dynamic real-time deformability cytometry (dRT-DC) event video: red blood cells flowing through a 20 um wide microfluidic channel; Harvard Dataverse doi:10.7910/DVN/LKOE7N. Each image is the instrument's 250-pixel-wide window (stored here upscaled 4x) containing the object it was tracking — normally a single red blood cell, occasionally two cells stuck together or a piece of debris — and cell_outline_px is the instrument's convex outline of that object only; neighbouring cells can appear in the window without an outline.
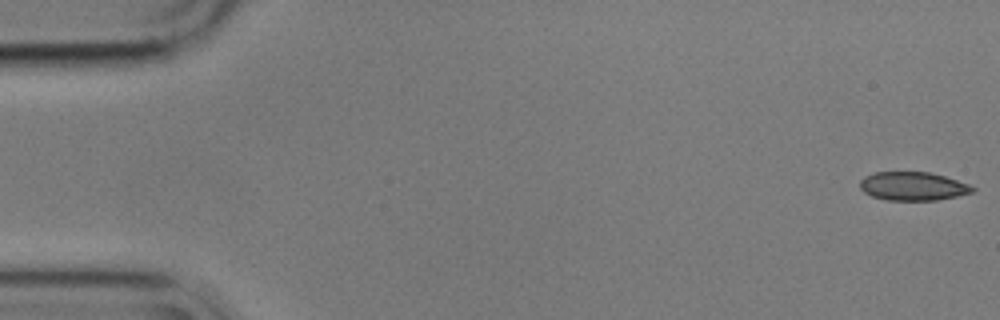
{"species": "common noctule bat (a hibernating species)", "species_latin": "Nyctalus noctula", "temperature_condition": "cold", "stored_images_in_passage": 19, "camera_frame_rate_fps": 3000, "um_per_image_px": 0.085, "animal": {"sex": "male", "body_mass_g": 17.9}, "frame": {"image": 1, "passage_image": 1, "time_ms": 0.0, "image_size_px": [1000, 320], "cell_outline_px": [[976, 188], [972, 192], [956, 196], [936, 200], [884, 200], [872, 196], [864, 192], [860, 188], [860, 180], [864, 176], [876, 172], [928, 172], [944, 176], [968, 184]], "centroid_in_image_um": [77.56, 15.83], "position_along_channel_um": 7.4, "area_um2": 18.61}}
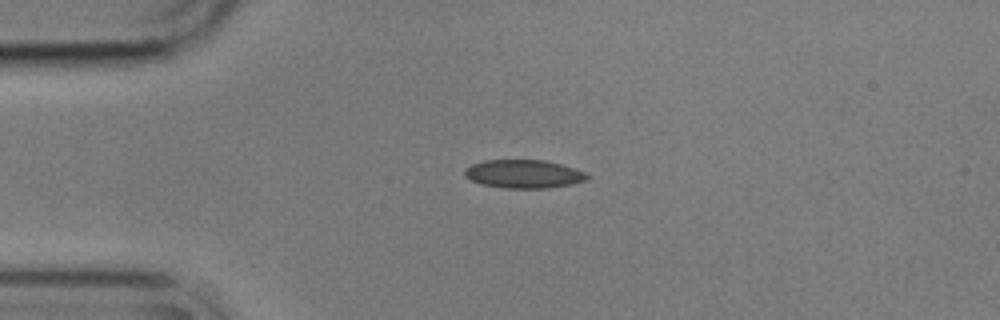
{"frame": {"image": 2, "passage_image": 13, "time_ms": 4.0, "image_size_px": [1000, 320], "cell_outline_px": [[592, 176], [588, 180], [572, 184], [548, 188], [504, 188], [480, 184], [464, 176], [464, 168], [472, 164], [484, 160], [544, 160], [576, 168]], "centroid_in_image_um": [44.53, 14.79], "position_along_channel_um": 40.5, "area_um2": 20.46}}
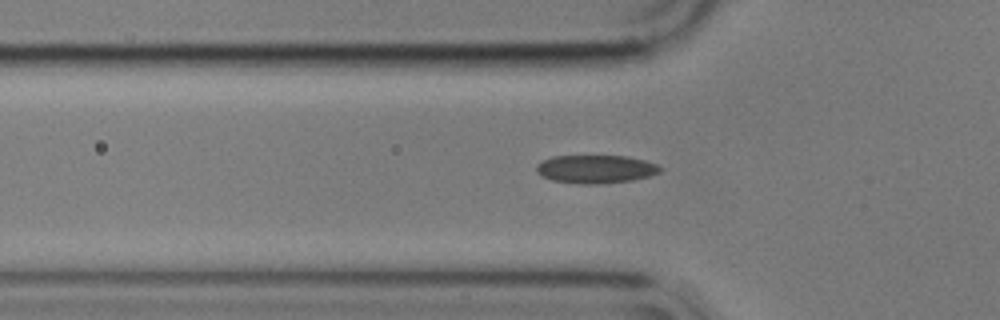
{"frame": {"image": 3, "passage_image": 18, "time_ms": 5.667, "image_size_px": [1000, 320], "cell_outline_px": [[664, 168], [660, 172], [648, 176], [632, 180], [596, 184], [580, 184], [552, 180], [540, 176], [536, 172], [536, 164], [552, 156], [624, 156], [644, 160], [656, 164]], "centroid_in_image_um": [50.61, 14.37], "position_along_channel_um": 75.2, "area_um2": 20.35}}